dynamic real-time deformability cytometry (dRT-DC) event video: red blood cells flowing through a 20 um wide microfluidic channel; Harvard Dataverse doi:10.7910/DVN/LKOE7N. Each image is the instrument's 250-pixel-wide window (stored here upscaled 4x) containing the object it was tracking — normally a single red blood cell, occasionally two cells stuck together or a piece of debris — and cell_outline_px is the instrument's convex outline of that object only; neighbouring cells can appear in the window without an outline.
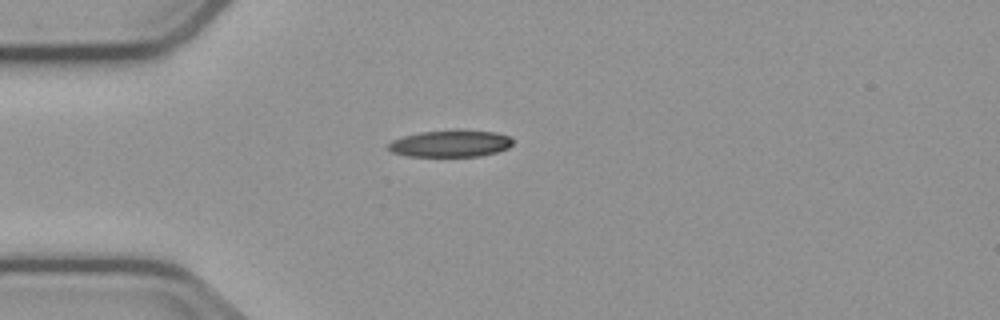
{"species": "common noctule bat (a hibernating species)", "species_latin": "Nyctalus noctula", "temperature_condition": "cold", "stored_images_in_passage": 1, "camera_frame_rate_fps": 3000, "um_per_image_px": 0.085, "animal": {"sex": "male", "body_mass_g": 23.1, "forearm_length_mm": 52.7}, "frame": {"image": 1, "passage_image": 1, "time_ms": 0.0, "image_size_px": [1000, 320], "cell_outline_px": [[512, 144], [508, 148], [496, 152], [480, 156], [408, 156], [392, 152], [388, 148], [388, 144], [392, 140], [404, 136], [420, 132], [456, 128], [496, 132], [512, 136]], "centroid_in_image_um": [38.33, 12.17], "position_along_channel_um": 46.7, "area_um2": 19.88}}